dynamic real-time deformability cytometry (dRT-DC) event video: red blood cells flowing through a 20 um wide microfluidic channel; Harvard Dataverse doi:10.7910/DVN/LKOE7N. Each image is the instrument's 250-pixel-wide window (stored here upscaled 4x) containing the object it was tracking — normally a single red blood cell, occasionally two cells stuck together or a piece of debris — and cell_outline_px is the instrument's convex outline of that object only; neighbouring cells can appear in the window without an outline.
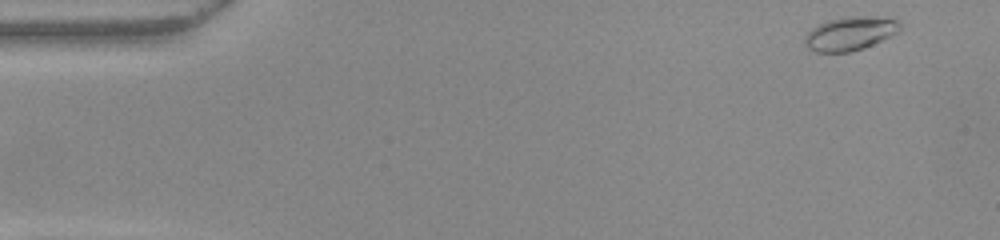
{"species": "common noctule bat (a hibernating species)", "species_latin": "Nyctalus noctula", "temperature_condition": "warm", "stored_images_in_passage": 50, "camera_frame_rate_fps": 3000, "um_per_image_px": 0.085, "animal": {"sex": "female", "body_mass_g": 22.0, "forearm_length_mm": 56.7}, "frame": {"image": 1, "passage_image": 1, "time_ms": 0.0, "image_size_px": [1000, 240], "cell_outline_px": [[900, 32], [892, 36], [852, 52], [816, 52], [808, 48], [804, 44], [804, 36], [812, 28], [828, 20], [848, 16], [868, 16], [896, 20], [900, 24]], "centroid_in_image_um": [72.24, 2.86], "position_along_channel_um": 12.8, "area_um2": 18.61}}
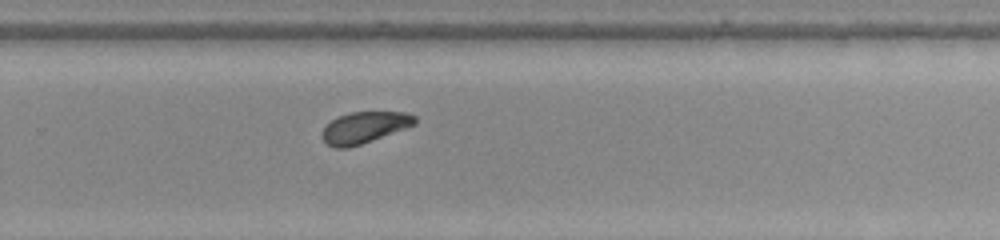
{"frame": {"image": 2, "passage_image": 32, "time_ms": 10.333, "image_size_px": [1000, 240], "cell_outline_px": [[416, 124], [408, 128], [348, 148], [336, 148], [328, 144], [320, 136], [324, 128], [332, 120], [348, 112], [404, 112], [416, 116]], "centroid_in_image_um": [31.0, 10.83], "position_along_channel_um": 298.8, "area_um2": 16.88}}
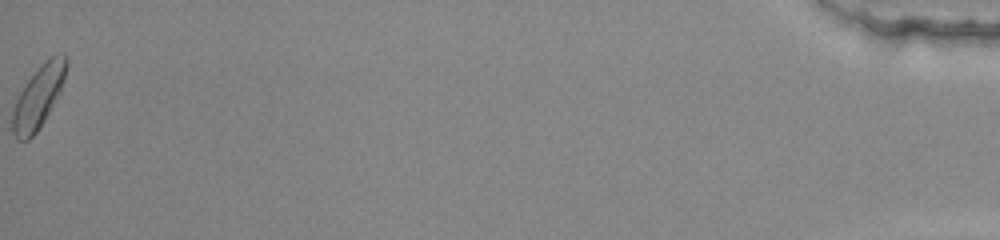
{"frame": {"image": 3, "passage_image": 50, "time_ms": 16.333, "image_size_px": [1000, 240], "cell_outline_px": [[68, 64], [60, 92], [44, 120], [36, 132], [28, 140], [20, 140], [12, 132], [12, 112], [16, 100], [24, 84], [40, 64], [52, 56], [60, 52], [64, 52], [68, 56]], "centroid_in_image_um": [3.28, 8.17], "position_along_channel_um": 431.9, "area_um2": 19.54}, "authors_computed_cell_mechanics": {"area_um2": 17.4845, "velocity_mm_per_s": 3.9409, "shape_relaxation_time_tau1_ms": 2.9498, "shape_relaxation_time_tau2_ms": 10.5871, "deformation_change_tau1": 0.0919, "deformation_change_tau2": 0.1624}}